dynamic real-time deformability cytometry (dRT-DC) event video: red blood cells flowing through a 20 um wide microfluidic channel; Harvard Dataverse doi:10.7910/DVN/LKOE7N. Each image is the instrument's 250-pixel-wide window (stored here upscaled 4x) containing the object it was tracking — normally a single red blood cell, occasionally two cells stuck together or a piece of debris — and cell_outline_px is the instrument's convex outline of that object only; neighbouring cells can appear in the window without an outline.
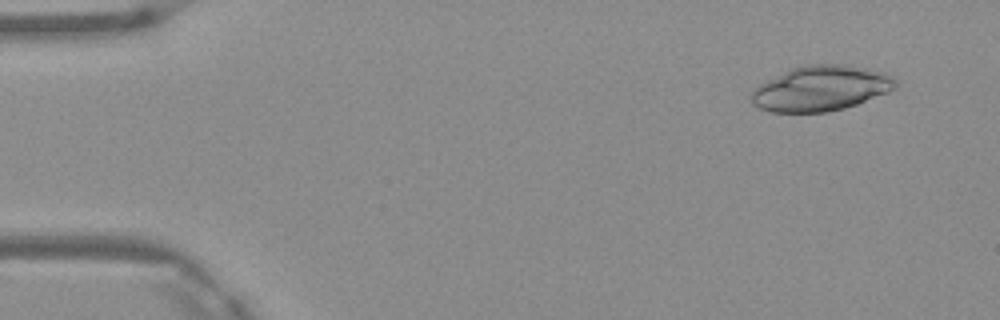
{"species": "Egyptian fruit bat (a non-hibernating species)", "species_latin": "Rousettus aegyptiacus", "temperature_condition": "warm", "stored_images_in_passage": 4, "camera_frame_rate_fps": 3000, "um_per_image_px": 0.085, "frame": {"image": 1, "passage_image": 1, "time_ms": 0.0, "image_size_px": [1000, 320], "cell_outline_px": [[896, 88], [888, 92], [856, 104], [844, 108], [824, 112], [772, 112], [760, 108], [752, 104], [752, 92], [760, 84], [792, 68], [808, 64], [844, 64], [864, 68], [880, 72], [892, 76], [896, 80]], "centroid_in_image_um": [69.78, 7.51], "position_along_channel_um": 15.2, "area_um2": 37.45}}